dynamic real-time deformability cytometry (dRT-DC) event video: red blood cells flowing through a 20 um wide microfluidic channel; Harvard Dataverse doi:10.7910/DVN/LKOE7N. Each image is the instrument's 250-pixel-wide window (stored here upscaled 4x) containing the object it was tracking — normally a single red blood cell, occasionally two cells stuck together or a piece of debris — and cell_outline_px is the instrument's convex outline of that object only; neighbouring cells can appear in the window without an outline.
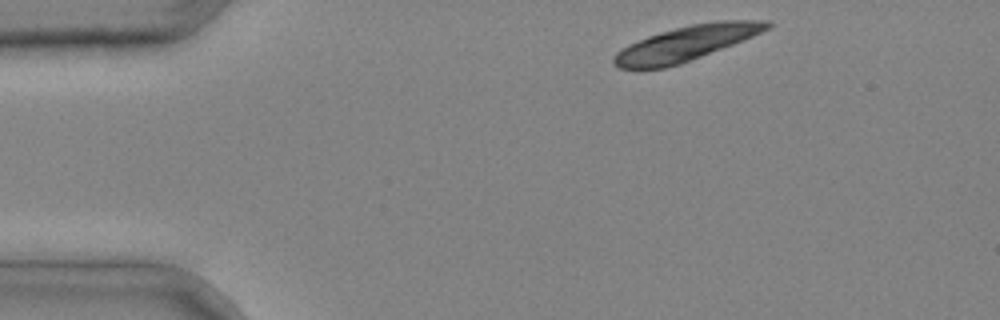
{"species": "common noctule bat (a hibernating species)", "species_latin": "Nyctalus noctula", "temperature_condition": "cold", "stored_images_in_passage": 3, "camera_frame_rate_fps": 3000, "um_per_image_px": 0.085, "animal": {"sex": "male", "body_mass_g": 20.4}, "frame": {"image": 1, "passage_image": 1, "time_ms": 0.0, "image_size_px": [1000, 320], "cell_outline_px": [[772, 24], [768, 28], [752, 36], [732, 44], [680, 64], [664, 68], [640, 72], [620, 68], [612, 60], [612, 56], [616, 52], [628, 44], [648, 36], [660, 32], [692, 24], [720, 20], [768, 20]], "centroid_in_image_um": [58.22, 3.72], "position_along_channel_um": 26.8, "area_um2": 31.15}}
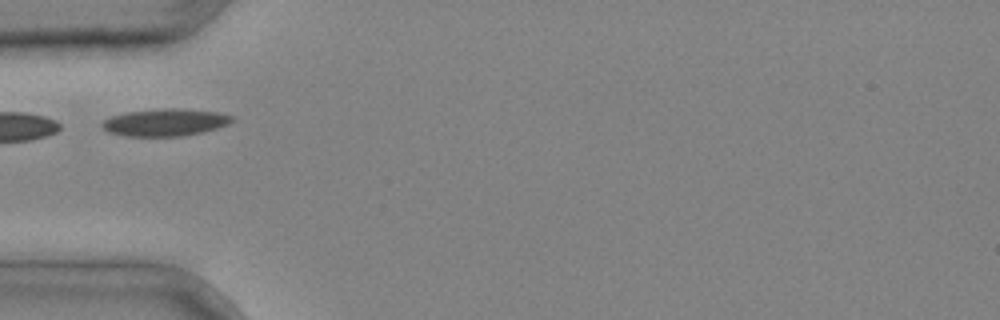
{"frame": {"image": 2, "passage_image": 3, "time_ms": 0.667, "image_size_px": [1000, 320], "cell_outline_px": [[236, 120], [228, 124], [204, 132], [184, 136], [124, 136], [108, 132], [100, 128], [100, 124], [104, 120], [112, 116], [124, 112], [160, 108], [184, 108], [220, 112], [236, 116]], "centroid_in_image_um": [14.07, 10.39], "position_along_channel_um": 70.9, "area_um2": 21.21}}